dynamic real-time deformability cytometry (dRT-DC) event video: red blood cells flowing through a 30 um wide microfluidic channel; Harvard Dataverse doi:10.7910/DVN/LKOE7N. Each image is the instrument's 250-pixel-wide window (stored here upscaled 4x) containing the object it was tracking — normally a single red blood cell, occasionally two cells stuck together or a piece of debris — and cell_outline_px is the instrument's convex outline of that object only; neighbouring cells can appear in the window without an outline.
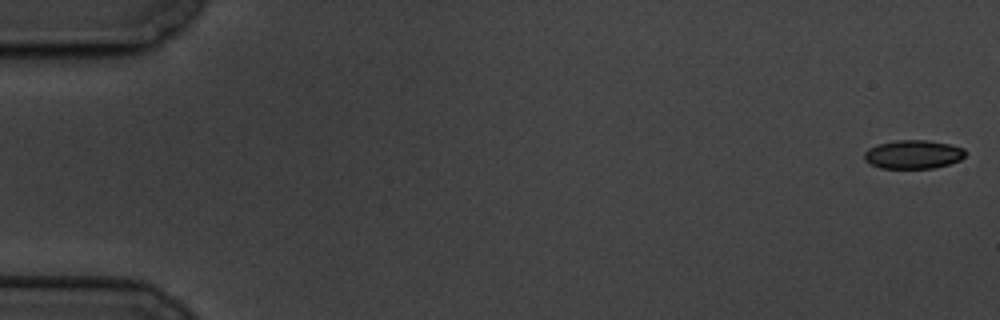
{"species": "common noctule bat (a hibernating species)", "species_latin": "Nyctalus noctula", "temperature_condition": "cold", "stored_images_in_passage": 18, "camera_frame_rate_fps": 3000, "um_per_image_px": 0.085, "animal": {"sex": "male", "body_mass_g": 19.5, "forearm_length_mm": 54.6}, "frame": {"image": 1, "passage_image": 1, "time_ms": 0.0, "image_size_px": [1000, 320], "cell_outline_px": [[964, 156], [960, 160], [948, 164], [932, 168], [880, 168], [864, 160], [864, 152], [868, 148], [880, 144], [896, 140], [928, 140], [948, 144], [964, 148]], "centroid_in_image_um": [77.6, 13.12], "position_along_channel_um": 7.4, "area_um2": 16.7}}